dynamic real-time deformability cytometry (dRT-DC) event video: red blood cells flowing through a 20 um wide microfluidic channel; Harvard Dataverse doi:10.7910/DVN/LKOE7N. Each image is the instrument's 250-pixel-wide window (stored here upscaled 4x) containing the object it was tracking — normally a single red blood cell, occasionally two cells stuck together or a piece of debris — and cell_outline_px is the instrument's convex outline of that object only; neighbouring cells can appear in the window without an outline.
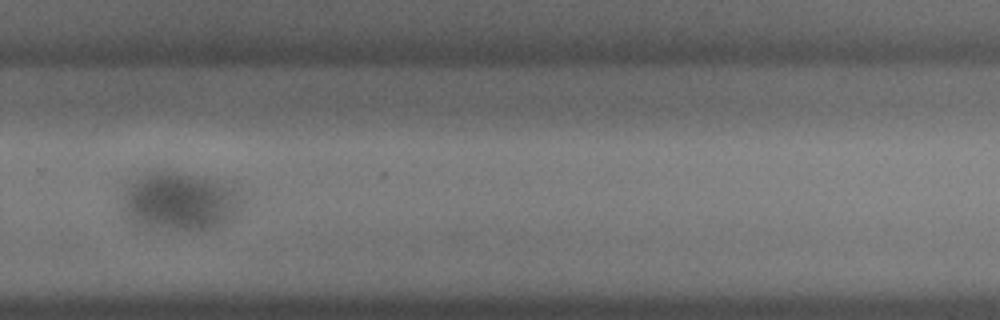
{"species": "common noctule bat (a hibernating species)", "species_latin": "Nyctalus noctula", "temperature_condition": "cold", "stored_images_in_passage": 48, "camera_frame_rate_fps": 3000, "um_per_image_px": 0.085, "animal": {"sex": "male", "body_mass_g": 18.8}, "frame": {"image": 1, "passage_image": 31, "time_ms": 10.0, "image_size_px": [1000, 320], "cell_outline_px": [[232, 216], [220, 228], [208, 232], [156, 232], [140, 228], [124, 220], [124, 208], [128, 192], [136, 184], [152, 176], [168, 176], [192, 180], [216, 188], [224, 192], [232, 212]], "centroid_in_image_um": [14.98, 17.5], "position_along_channel_um": 314.8, "area_um2": 35.6}}